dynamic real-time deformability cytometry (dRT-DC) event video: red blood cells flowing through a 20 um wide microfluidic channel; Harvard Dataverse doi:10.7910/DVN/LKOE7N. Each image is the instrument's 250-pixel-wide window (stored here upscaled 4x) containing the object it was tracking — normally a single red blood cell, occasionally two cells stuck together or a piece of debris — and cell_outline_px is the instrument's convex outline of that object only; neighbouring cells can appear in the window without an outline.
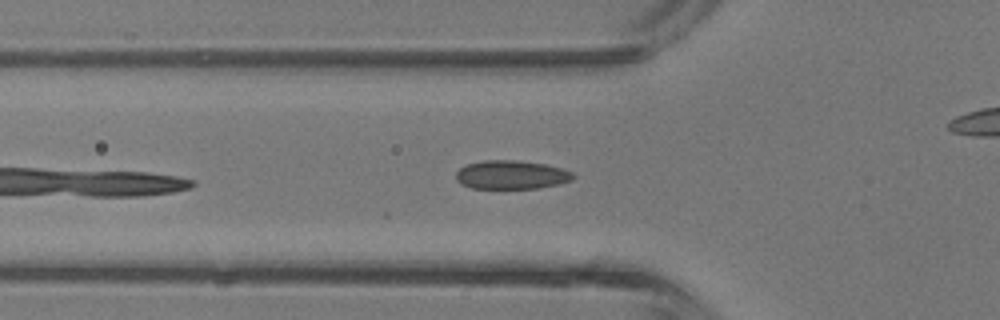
{"species": "common noctule bat (a hibernating species)", "species_latin": "Nyctalus noctula", "temperature_condition": "room temperature", "stored_images_in_passage": 32, "camera_frame_rate_fps": 3000, "um_per_image_px": 0.085, "animal": {"sex": "male", "body_mass_g": 13.3}, "frame": {"image": 1, "passage_image": 5, "time_ms": 1.333, "image_size_px": [1000, 320], "cell_outline_px": [[576, 176], [572, 180], [560, 184], [536, 188], [472, 188], [460, 184], [456, 180], [456, 172], [460, 168], [468, 164], [484, 160], [516, 160], [544, 164], [560, 168], [572, 172]], "centroid_in_image_um": [43.46, 14.86], "position_along_channel_um": 82.3, "area_um2": 19.54}}
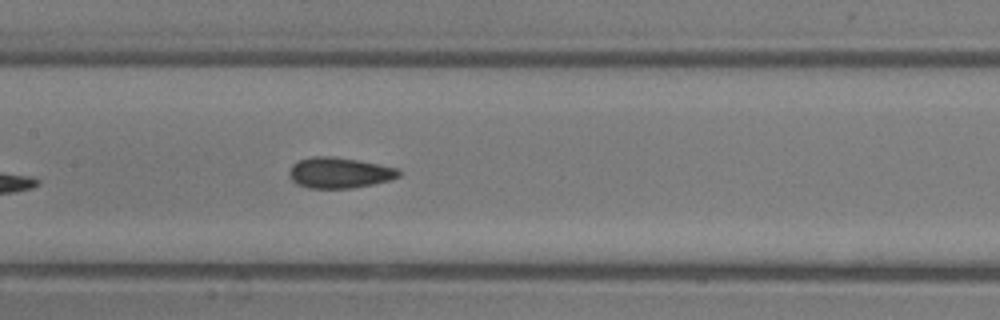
{"frame": {"image": 2, "passage_image": 11, "time_ms": 3.333, "image_size_px": [1000, 320], "cell_outline_px": [[400, 176], [388, 180], [372, 184], [352, 188], [308, 188], [296, 184], [288, 176], [288, 172], [292, 164], [300, 160], [312, 156], [332, 156], [360, 160], [400, 168]], "centroid_in_image_um": [28.83, 14.67], "position_along_channel_um": 178.6, "area_um2": 19.83}}
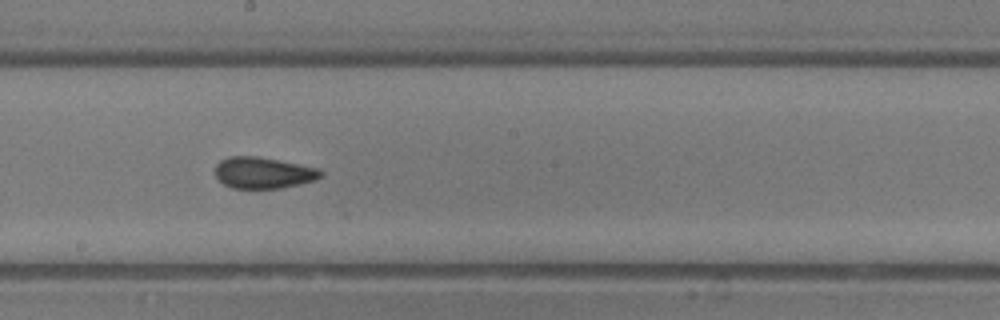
{"frame": {"image": 3, "passage_image": 14, "time_ms": 4.333, "image_size_px": [1000, 320], "cell_outline_px": [[324, 172], [320, 176], [312, 180], [280, 188], [232, 188], [224, 184], [216, 176], [216, 164], [220, 160], [228, 156], [256, 156], [320, 168]], "centroid_in_image_um": [22.35, 14.67], "position_along_channel_um": 225.9, "area_um2": 19.02}}